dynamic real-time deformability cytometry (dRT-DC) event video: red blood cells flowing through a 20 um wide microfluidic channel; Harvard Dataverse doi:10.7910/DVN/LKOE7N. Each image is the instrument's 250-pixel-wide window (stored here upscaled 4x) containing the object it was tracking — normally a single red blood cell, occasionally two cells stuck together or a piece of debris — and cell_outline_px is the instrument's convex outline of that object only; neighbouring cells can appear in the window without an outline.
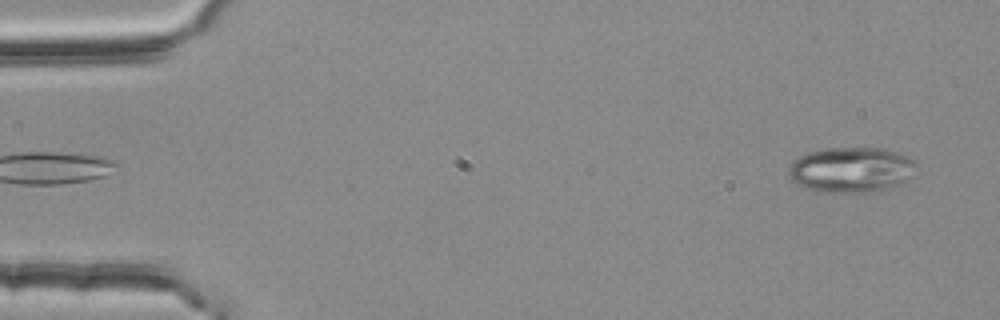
{"species": "common noctule bat (a hibernating species)", "species_latin": "Nyctalus noctula", "temperature_condition": "room temperature", "stored_images_in_passage": 3, "camera_frame_rate_fps": 3000, "um_per_image_px": 0.085, "animal": {"sex": "female", "body_mass_g": 25.1}, "frame": {"image": 1, "passage_image": 3, "time_ms": 0.667, "image_size_px": [1000, 320], "cell_outline_px": [[916, 176], [900, 184], [888, 188], [868, 192], [828, 192], [808, 188], [796, 184], [792, 180], [788, 172], [788, 164], [792, 160], [808, 152], [828, 148], [884, 148], [896, 152], [916, 160]], "centroid_in_image_um": [72.39, 14.42], "position_along_channel_um": 12.6, "area_um2": 33.99}}